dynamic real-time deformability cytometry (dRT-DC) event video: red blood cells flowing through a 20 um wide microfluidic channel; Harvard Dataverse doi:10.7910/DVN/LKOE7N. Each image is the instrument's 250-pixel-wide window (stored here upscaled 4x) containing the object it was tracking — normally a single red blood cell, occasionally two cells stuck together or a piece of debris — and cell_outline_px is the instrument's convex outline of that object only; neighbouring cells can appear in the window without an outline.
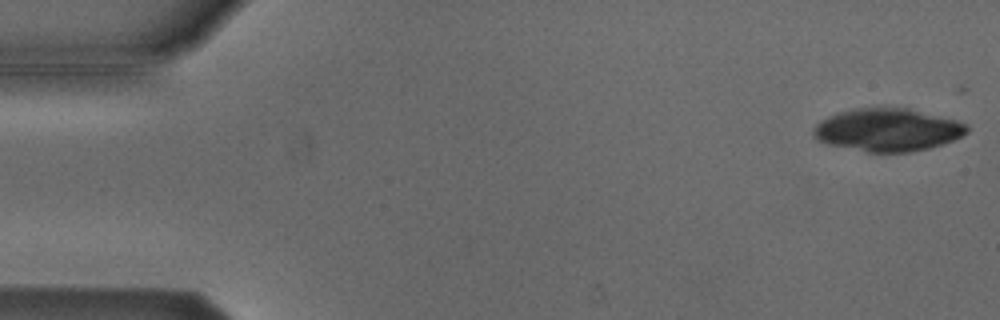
{"species": "Egyptian fruit bat (a non-hibernating species)", "species_latin": "Rousettus aegyptiacus", "temperature_condition": "cold", "stored_images_in_passage": 5, "camera_frame_rate_fps": 3000, "um_per_image_px": 0.085, "animal": {"sex": "male"}, "frame": {"image": 1, "passage_image": 1, "time_ms": 0.0, "image_size_px": [1000, 320], "cell_outline_px": [[968, 132], [952, 140], [928, 148], [908, 152], [868, 152], [832, 144], [820, 140], [812, 136], [812, 128], [820, 120], [836, 112], [852, 108], [908, 108], [956, 120], [968, 124]], "centroid_in_image_um": [75.42, 11.02], "position_along_channel_um": 9.6, "area_um2": 37.97}}